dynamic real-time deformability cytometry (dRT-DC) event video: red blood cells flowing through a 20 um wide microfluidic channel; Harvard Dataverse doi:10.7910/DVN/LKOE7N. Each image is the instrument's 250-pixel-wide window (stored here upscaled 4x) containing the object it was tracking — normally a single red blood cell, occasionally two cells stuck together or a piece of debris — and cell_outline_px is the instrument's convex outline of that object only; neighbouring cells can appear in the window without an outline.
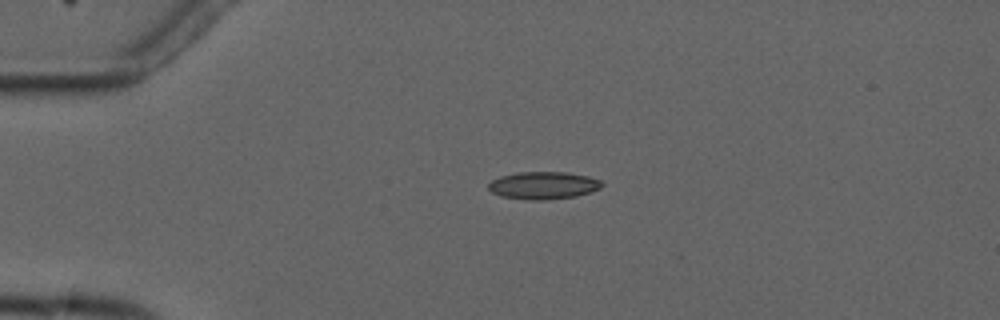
{"species": "common noctule bat (a hibernating species)", "species_latin": "Nyctalus noctula", "temperature_condition": "cold", "stored_images_in_passage": 5, "camera_frame_rate_fps": 3000, "um_per_image_px": 0.085, "animal": {"sex": "male", "forearm_length_mm": 52.5}, "frame": {"image": 1, "passage_image": 4, "time_ms": 3.667, "image_size_px": [1000, 320], "cell_outline_px": [[604, 184], [600, 188], [592, 192], [576, 196], [544, 200], [528, 200], [500, 196], [492, 192], [488, 188], [488, 184], [492, 180], [500, 176], [516, 172], [568, 172], [588, 176], [600, 180]], "centroid_in_image_um": [46.19, 15.76], "position_along_channel_um": 38.8, "area_um2": 18.32}}